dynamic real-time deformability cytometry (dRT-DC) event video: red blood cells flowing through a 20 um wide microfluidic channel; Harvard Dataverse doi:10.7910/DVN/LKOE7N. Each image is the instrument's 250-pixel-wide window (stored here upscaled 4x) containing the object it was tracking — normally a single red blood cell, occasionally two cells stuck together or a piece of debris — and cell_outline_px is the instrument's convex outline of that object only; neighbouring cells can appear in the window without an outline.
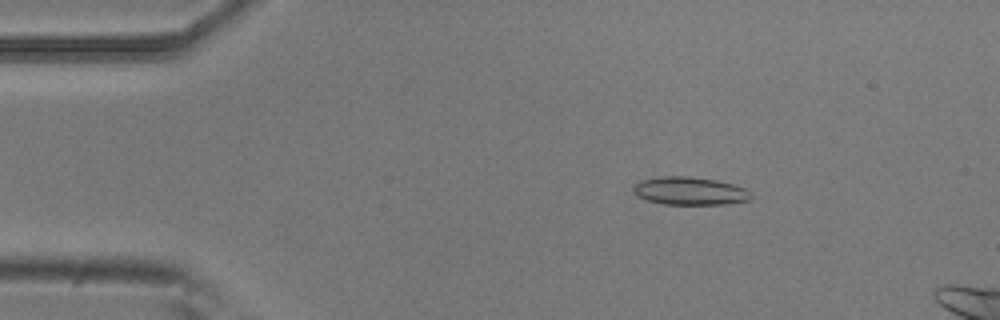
{"species": "common noctule bat (a hibernating species)", "species_latin": "Nyctalus noctula", "temperature_condition": "room temperature", "stored_images_in_passage": 26, "camera_frame_rate_fps": 3000, "um_per_image_px": 0.085, "animal": {"sex": "male", "body_mass_g": 20.5, "forearm_length_mm": 52.5}, "frame": {"image": 1, "passage_image": 8, "time_ms": 2.333, "image_size_px": [1000, 320], "cell_outline_px": [[752, 200], [724, 204], [664, 204], [648, 200], [636, 196], [632, 188], [640, 180], [664, 176], [688, 176], [716, 180], [732, 184], [744, 188], [752, 192]], "centroid_in_image_um": [58.65, 16.23], "position_along_channel_um": 26.3, "area_um2": 19.19}}
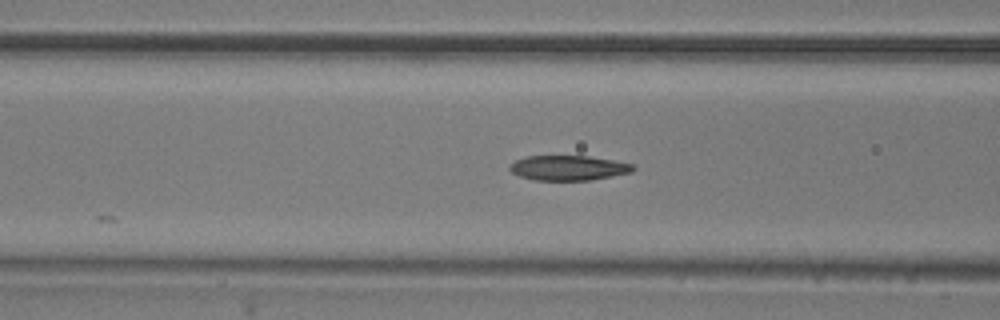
{"frame": {"image": 2, "passage_image": 20, "time_ms": 6.333, "image_size_px": [1000, 320], "cell_outline_px": [[636, 168], [632, 172], [592, 180], [536, 180], [520, 176], [512, 172], [508, 168], [516, 160], [524, 156], [588, 156], [612, 160], [632, 164]], "centroid_in_image_um": [48.32, 14.27], "position_along_channel_um": 118.3, "area_um2": 17.8}}
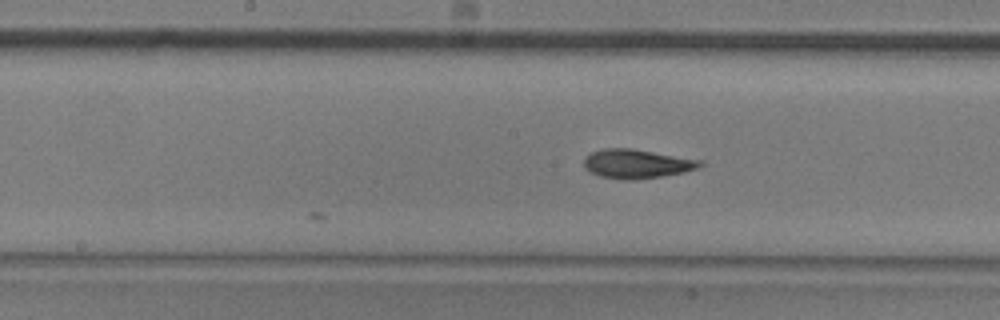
{"frame": {"image": 3, "passage_image": 26, "time_ms": 8.333, "image_size_px": [1000, 320], "cell_outline_px": [[704, 164], [696, 168], [684, 172], [660, 176], [632, 180], [624, 180], [600, 176], [584, 168], [584, 160], [592, 152], [604, 148], [632, 148], [704, 160]], "centroid_in_image_um": [54.15, 13.91], "position_along_channel_um": 194.0, "area_um2": 19.59}}